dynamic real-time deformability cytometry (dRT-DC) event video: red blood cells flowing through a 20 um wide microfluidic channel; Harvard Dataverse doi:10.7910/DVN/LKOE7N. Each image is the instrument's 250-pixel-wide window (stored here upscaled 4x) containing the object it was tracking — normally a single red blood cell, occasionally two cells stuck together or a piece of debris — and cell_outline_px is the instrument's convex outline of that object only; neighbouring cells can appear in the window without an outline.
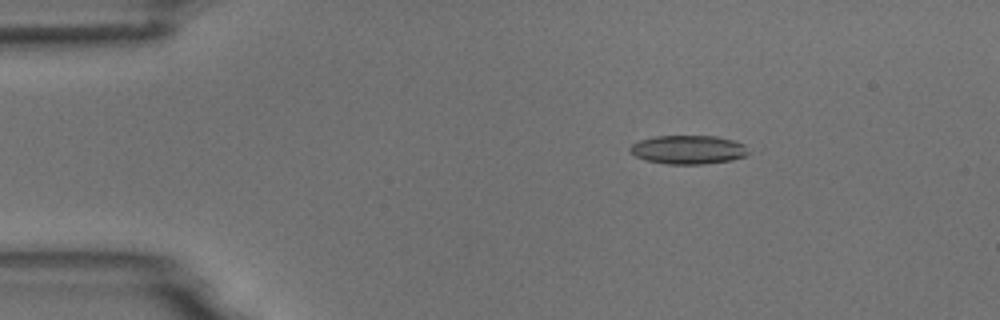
{"species": "common noctule bat (a hibernating species)", "species_latin": "Nyctalus noctula", "temperature_condition": "room temperature", "stored_images_in_passage": 3, "camera_frame_rate_fps": 3000, "um_per_image_px": 0.085, "animal": {"sex": "male", "body_mass_g": 18.8}, "frame": {"image": 1, "passage_image": 1, "time_ms": 0.0, "image_size_px": [1000, 320], "cell_outline_px": [[752, 148], [748, 156], [732, 160], [704, 164], [668, 164], [644, 160], [628, 152], [628, 148], [632, 144], [640, 140], [656, 136], [716, 136], [732, 140], [744, 144]], "centroid_in_image_um": [58.54, 12.73], "position_along_channel_um": 26.5, "area_um2": 20.17}}